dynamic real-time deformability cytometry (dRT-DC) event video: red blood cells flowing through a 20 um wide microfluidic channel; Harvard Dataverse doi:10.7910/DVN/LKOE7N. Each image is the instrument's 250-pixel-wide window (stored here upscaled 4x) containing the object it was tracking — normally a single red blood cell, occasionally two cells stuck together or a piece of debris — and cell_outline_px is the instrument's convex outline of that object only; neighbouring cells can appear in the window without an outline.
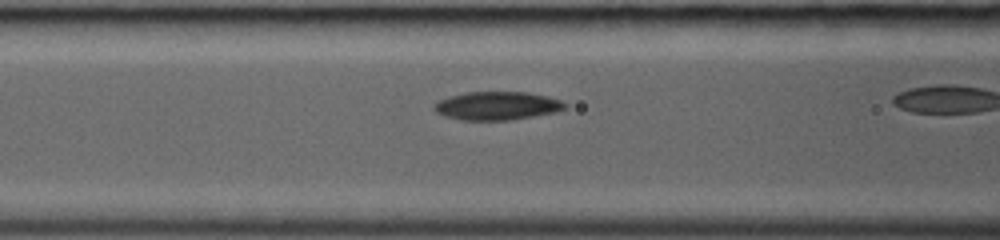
{"species": "common noctule bat (a hibernating species)", "species_latin": "Nyctalus noctula", "temperature_condition": "room temperature", "stored_images_in_passage": 24, "camera_frame_rate_fps": 3000, "um_per_image_px": 0.085, "animal": {"sex": "female", "body_mass_g": 19.0, "forearm_length_mm": 53.3}, "frame": {"image": 1, "passage_image": 8, "time_ms": 2.333, "image_size_px": [1000, 240], "cell_outline_px": [[568, 108], [556, 112], [512, 120], [460, 120], [444, 116], [436, 112], [432, 108], [436, 100], [464, 92], [524, 92], [548, 96], [560, 100], [568, 104]], "centroid_in_image_um": [42.24, 8.99], "position_along_channel_um": 124.4, "area_um2": 21.91}}